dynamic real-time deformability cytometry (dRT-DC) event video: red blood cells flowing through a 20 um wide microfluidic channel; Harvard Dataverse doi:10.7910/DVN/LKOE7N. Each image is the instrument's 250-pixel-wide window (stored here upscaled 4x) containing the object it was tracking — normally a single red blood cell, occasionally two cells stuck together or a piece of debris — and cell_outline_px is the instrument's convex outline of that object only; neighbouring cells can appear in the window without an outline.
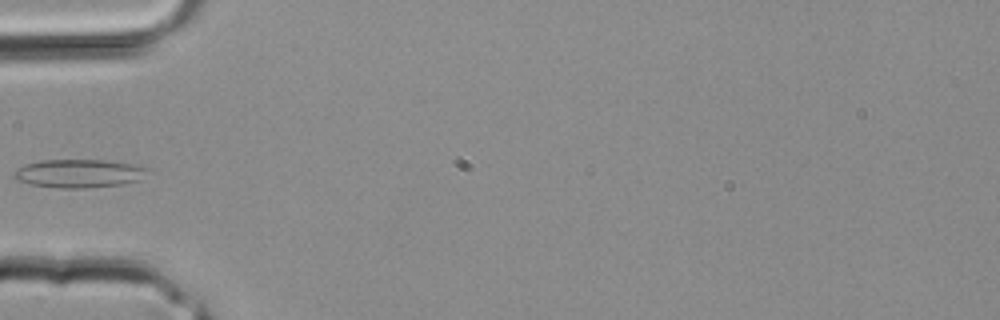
{"species": "common noctule bat (a hibernating species)", "species_latin": "Nyctalus noctula", "temperature_condition": "room temperature", "stored_images_in_passage": 3, "camera_frame_rate_fps": 3000, "um_per_image_px": 0.085, "animal": {"sex": "male", "body_mass_g": 20.4}, "frame": {"image": 1, "passage_image": 3, "time_ms": 0.667, "image_size_px": [1000, 320], "cell_outline_px": [[152, 168], [140, 180], [120, 184], [84, 188], [60, 188], [32, 184], [16, 180], [12, 176], [12, 172], [16, 168], [24, 164], [40, 160], [104, 160], [136, 164]], "centroid_in_image_um": [6.71, 14.73], "position_along_channel_um": 78.3, "area_um2": 22.31}}